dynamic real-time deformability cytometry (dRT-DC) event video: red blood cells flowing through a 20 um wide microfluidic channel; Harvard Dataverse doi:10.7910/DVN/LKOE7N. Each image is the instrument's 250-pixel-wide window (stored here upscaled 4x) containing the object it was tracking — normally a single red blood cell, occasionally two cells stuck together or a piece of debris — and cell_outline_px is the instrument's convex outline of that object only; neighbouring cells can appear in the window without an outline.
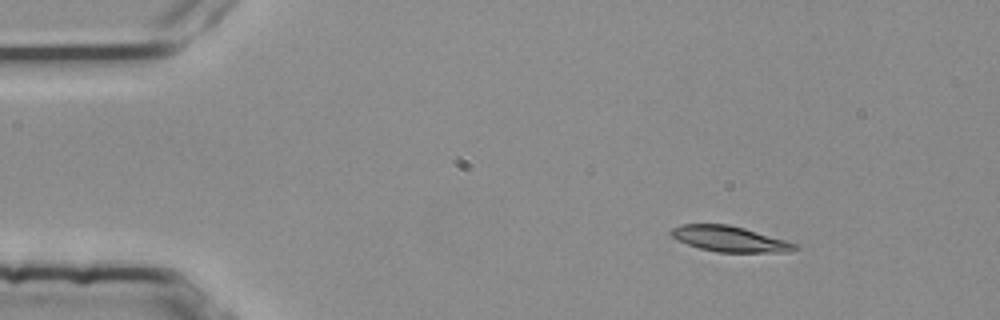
{"species": "common noctule bat (a hibernating species)", "species_latin": "Nyctalus noctula", "temperature_condition": "room temperature", "stored_images_in_passage": 4, "camera_frame_rate_fps": 3000, "um_per_image_px": 0.085, "animal": {"sex": "female", "body_mass_g": 25.1}, "frame": {"image": 1, "passage_image": 1, "time_ms": 0.0, "image_size_px": [1000, 320], "cell_outline_px": [[800, 248], [792, 252], [716, 252], [700, 248], [676, 240], [668, 232], [672, 228], [680, 224], [728, 224], [744, 228], [784, 240], [796, 244]], "centroid_in_image_um": [61.99, 20.31], "position_along_channel_um": 23.0, "area_um2": 18.44}}
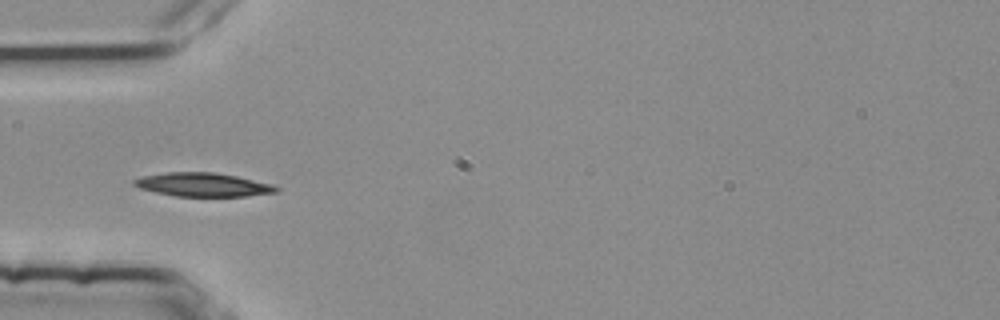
{"frame": {"image": 2, "passage_image": 3, "time_ms": 0.667, "image_size_px": [1000, 320], "cell_outline_px": [[280, 192], [248, 196], [176, 196], [156, 192], [140, 188], [132, 184], [132, 180], [144, 176], [168, 172], [216, 172], [236, 176], [272, 184], [280, 188]], "centroid_in_image_um": [17.29, 15.7], "position_along_channel_um": 67.7, "area_um2": 19.59}}